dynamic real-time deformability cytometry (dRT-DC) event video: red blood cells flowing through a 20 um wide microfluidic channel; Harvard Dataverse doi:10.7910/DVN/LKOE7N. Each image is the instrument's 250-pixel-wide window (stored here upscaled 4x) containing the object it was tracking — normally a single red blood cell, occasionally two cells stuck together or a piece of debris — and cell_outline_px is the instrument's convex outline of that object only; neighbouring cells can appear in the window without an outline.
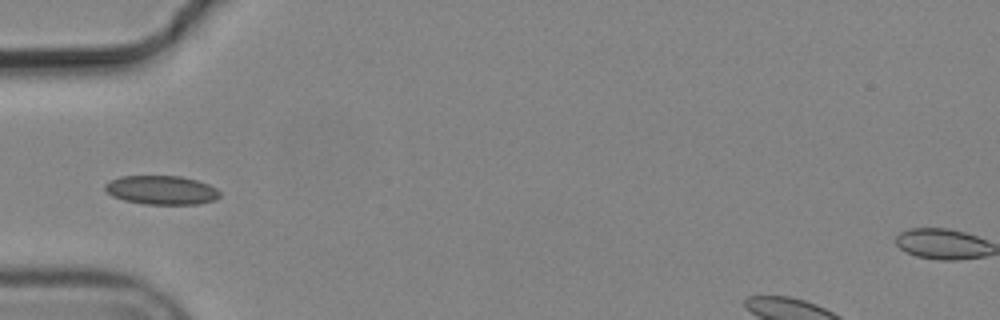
{"species": "common noctule bat (a hibernating species)", "species_latin": "Nyctalus noctula", "temperature_condition": "cold", "stored_images_in_passage": 6, "camera_frame_rate_fps": 3000, "um_per_image_px": 0.085, "animal": {"sex": "male", "body_mass_g": 19.2, "forearm_length_mm": 51.8}, "frame": {"image": 1, "passage_image": 5, "time_ms": 1.333, "image_size_px": [1000, 320], "cell_outline_px": [[220, 196], [212, 200], [196, 204], [144, 204], [124, 200], [112, 196], [104, 188], [104, 184], [120, 176], [180, 176], [196, 180], [208, 184], [216, 188], [220, 192]], "centroid_in_image_um": [13.71, 16.15], "position_along_channel_um": 71.3, "area_um2": 19.19}}
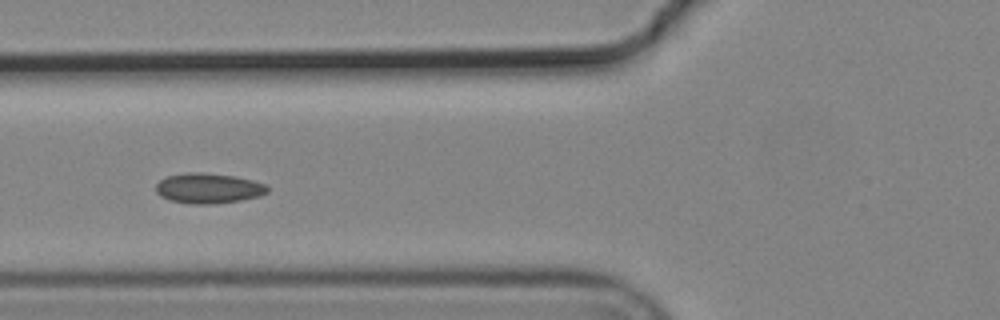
{"frame": {"image": 2, "passage_image": 6, "time_ms": 1.667, "image_size_px": [1000, 320], "cell_outline_px": [[268, 192], [260, 196], [240, 200], [212, 204], [188, 204], [168, 200], [160, 196], [156, 192], [156, 184], [164, 176], [184, 172], [204, 172], [236, 176], [268, 184]], "centroid_in_image_um": [17.69, 15.99], "position_along_channel_um": 108.1, "area_um2": 20.06}}